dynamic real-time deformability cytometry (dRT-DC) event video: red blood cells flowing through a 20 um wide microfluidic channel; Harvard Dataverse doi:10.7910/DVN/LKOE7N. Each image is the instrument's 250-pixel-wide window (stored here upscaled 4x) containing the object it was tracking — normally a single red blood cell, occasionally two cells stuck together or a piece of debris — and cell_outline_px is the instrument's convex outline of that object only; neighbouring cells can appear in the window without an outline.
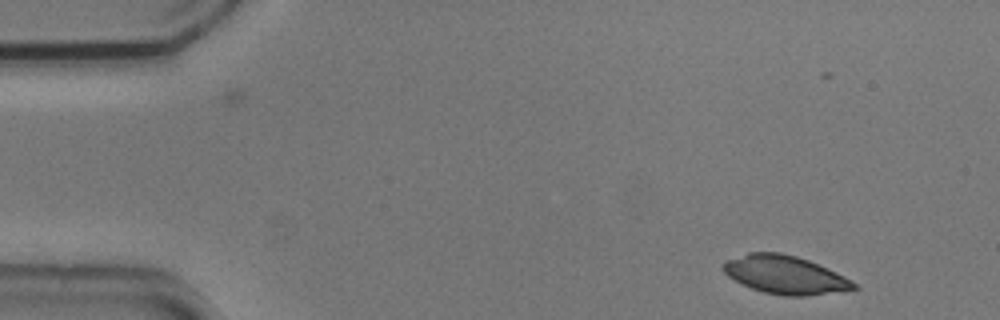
{"species": "common noctule bat (a hibernating species)", "species_latin": "Nyctalus noctula", "temperature_condition": "cold", "stored_images_in_passage": 4, "camera_frame_rate_fps": 3000, "um_per_image_px": 0.085, "animal": {"sex": "male", "body_mass_g": 20.5, "forearm_length_mm": 52.5}, "frame": {"image": 1, "passage_image": 1, "time_ms": 0.0, "image_size_px": [1000, 320], "cell_outline_px": [[860, 288], [840, 292], [808, 296], [784, 296], [764, 292], [740, 284], [728, 276], [720, 268], [720, 264], [724, 260], [748, 252], [780, 252], [796, 256], [808, 260], [836, 272], [852, 280]], "centroid_in_image_um": [66.7, 23.36], "position_along_channel_um": 18.3, "area_um2": 29.54}}